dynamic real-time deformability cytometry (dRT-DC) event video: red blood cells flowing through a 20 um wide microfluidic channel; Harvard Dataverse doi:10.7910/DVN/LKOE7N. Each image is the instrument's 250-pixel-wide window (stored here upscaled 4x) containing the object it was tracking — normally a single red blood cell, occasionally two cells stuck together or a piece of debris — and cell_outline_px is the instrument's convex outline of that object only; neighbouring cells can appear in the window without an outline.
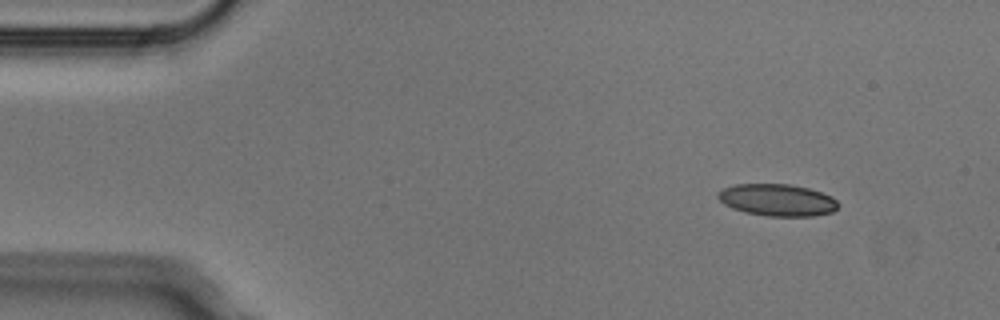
{"species": "Egyptian fruit bat (a non-hibernating species)", "species_latin": "Rousettus aegyptiacus", "temperature_condition": "cold", "stored_images_in_passage": 4, "camera_frame_rate_fps": 3000, "um_per_image_px": 0.085, "animal": {"sex": "male"}, "frame": {"image": 1, "passage_image": 1, "time_ms": 0.0, "image_size_px": [1000, 320], "cell_outline_px": [[840, 204], [832, 212], [812, 216], [768, 216], [744, 212], [732, 208], [724, 204], [716, 196], [716, 192], [724, 188], [736, 184], [792, 184], [808, 188], [832, 196]], "centroid_in_image_um": [66.06, 17.0], "position_along_channel_um": 18.9, "area_um2": 22.48}}
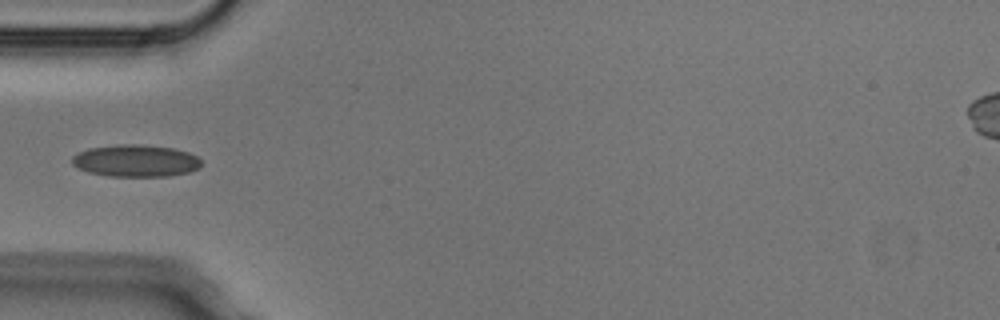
{"frame": {"image": 2, "passage_image": 4, "time_ms": 1.0, "image_size_px": [1000, 320], "cell_outline_px": [[200, 168], [188, 172], [168, 176], [108, 176], [88, 172], [72, 164], [72, 156], [88, 148], [116, 144], [140, 144], [172, 148], [188, 152], [196, 156], [200, 160]], "centroid_in_image_um": [11.52, 13.66], "position_along_channel_um": 73.5, "area_um2": 24.1}}